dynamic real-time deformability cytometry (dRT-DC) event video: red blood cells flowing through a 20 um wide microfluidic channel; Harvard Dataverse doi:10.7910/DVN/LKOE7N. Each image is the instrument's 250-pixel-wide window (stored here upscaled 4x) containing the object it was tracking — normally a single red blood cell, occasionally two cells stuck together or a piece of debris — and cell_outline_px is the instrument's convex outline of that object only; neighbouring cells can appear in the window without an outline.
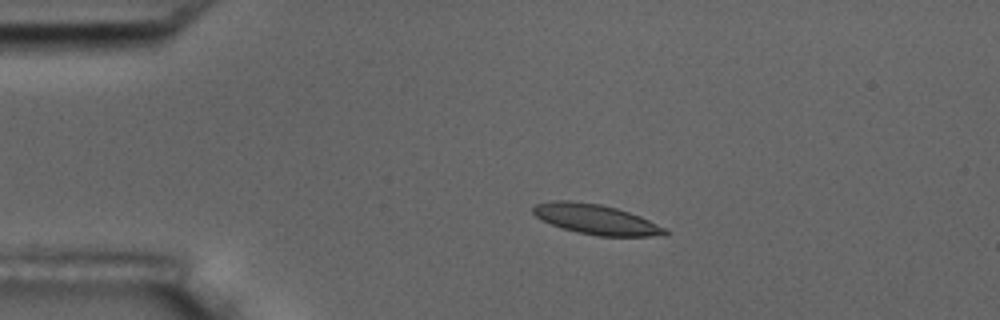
{"species": "common noctule bat (a hibernating species)", "species_latin": "Nyctalus noctula", "temperature_condition": "room temperature", "stored_images_in_passage": 15, "camera_frame_rate_fps": 3000, "um_per_image_px": 0.085, "animal": {"sex": "male", "body_mass_g": 17.5, "forearm_length_mm": 52.3}, "frame": {"image": 1, "passage_image": 3, "time_ms": 0.667, "image_size_px": [1000, 320], "cell_outline_px": [[672, 232], [668, 236], [596, 236], [576, 232], [540, 220], [532, 212], [532, 208], [536, 204], [552, 200], [572, 200], [600, 204], [616, 208], [640, 216], [668, 228]], "centroid_in_image_um": [50.72, 18.65], "position_along_channel_um": 34.3, "area_um2": 23.41}}
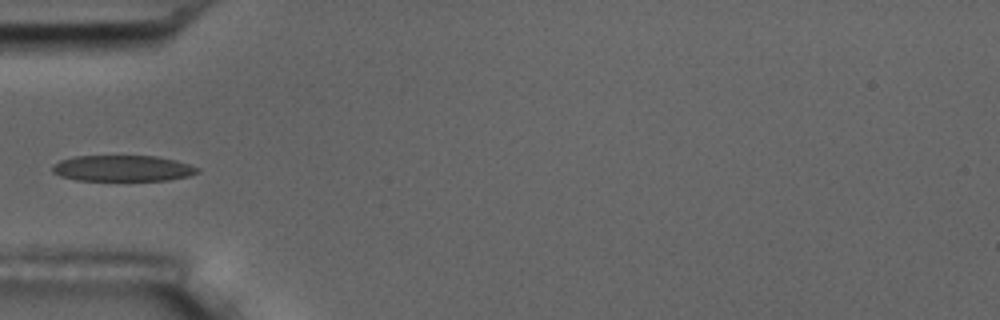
{"frame": {"image": 2, "passage_image": 5, "time_ms": 1.333, "image_size_px": [1000, 320], "cell_outline_px": [[200, 172], [188, 176], [168, 180], [76, 180], [60, 176], [52, 172], [52, 164], [60, 160], [76, 156], [156, 156], [176, 160], [200, 168]], "centroid_in_image_um": [10.42, 14.3], "position_along_channel_um": 74.6, "area_um2": 22.02}}
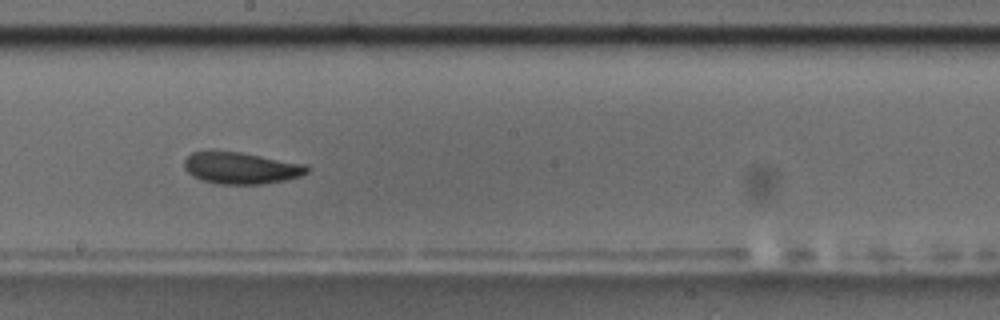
{"frame": {"image": 3, "passage_image": 9, "time_ms": 2.667, "image_size_px": [1000, 320], "cell_outline_px": [[308, 172], [300, 176], [288, 180], [260, 184], [216, 184], [200, 180], [192, 176], [184, 168], [184, 160], [192, 152], [212, 148], [240, 152], [308, 164]], "centroid_in_image_um": [20.44, 14.25], "position_along_channel_um": 227.8, "area_um2": 23.41}}